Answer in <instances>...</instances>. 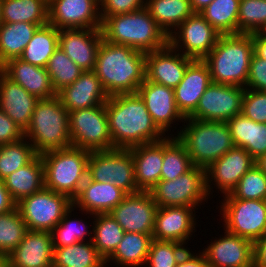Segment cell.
I'll use <instances>...</instances> for the list:
<instances>
[{"instance_id": "obj_1", "label": "cell", "mask_w": 266, "mask_h": 267, "mask_svg": "<svg viewBox=\"0 0 266 267\" xmlns=\"http://www.w3.org/2000/svg\"><path fill=\"white\" fill-rule=\"evenodd\" d=\"M106 112L113 149H129L167 136L154 123L138 93L109 96Z\"/></svg>"}, {"instance_id": "obj_2", "label": "cell", "mask_w": 266, "mask_h": 267, "mask_svg": "<svg viewBox=\"0 0 266 267\" xmlns=\"http://www.w3.org/2000/svg\"><path fill=\"white\" fill-rule=\"evenodd\" d=\"M145 71V53L102 40L94 72L108 96L137 93Z\"/></svg>"}, {"instance_id": "obj_3", "label": "cell", "mask_w": 266, "mask_h": 267, "mask_svg": "<svg viewBox=\"0 0 266 267\" xmlns=\"http://www.w3.org/2000/svg\"><path fill=\"white\" fill-rule=\"evenodd\" d=\"M101 31L107 42L126 45L143 53L168 45V36L151 17L149 10H140L110 17H101Z\"/></svg>"}, {"instance_id": "obj_4", "label": "cell", "mask_w": 266, "mask_h": 267, "mask_svg": "<svg viewBox=\"0 0 266 267\" xmlns=\"http://www.w3.org/2000/svg\"><path fill=\"white\" fill-rule=\"evenodd\" d=\"M253 54L252 34H227L219 36L203 61L213 83L245 88Z\"/></svg>"}, {"instance_id": "obj_5", "label": "cell", "mask_w": 266, "mask_h": 267, "mask_svg": "<svg viewBox=\"0 0 266 267\" xmlns=\"http://www.w3.org/2000/svg\"><path fill=\"white\" fill-rule=\"evenodd\" d=\"M183 126L176 137L194 166L206 169L235 146L226 122L186 117Z\"/></svg>"}, {"instance_id": "obj_6", "label": "cell", "mask_w": 266, "mask_h": 267, "mask_svg": "<svg viewBox=\"0 0 266 267\" xmlns=\"http://www.w3.org/2000/svg\"><path fill=\"white\" fill-rule=\"evenodd\" d=\"M24 137L38 155L72 146L69 112L57 96L37 102Z\"/></svg>"}, {"instance_id": "obj_7", "label": "cell", "mask_w": 266, "mask_h": 267, "mask_svg": "<svg viewBox=\"0 0 266 267\" xmlns=\"http://www.w3.org/2000/svg\"><path fill=\"white\" fill-rule=\"evenodd\" d=\"M89 156L90 151L73 146L42 153L45 188L73 201L87 178Z\"/></svg>"}, {"instance_id": "obj_8", "label": "cell", "mask_w": 266, "mask_h": 267, "mask_svg": "<svg viewBox=\"0 0 266 267\" xmlns=\"http://www.w3.org/2000/svg\"><path fill=\"white\" fill-rule=\"evenodd\" d=\"M149 192L158 207L199 208L210 199L206 189V169L193 166L174 180H160Z\"/></svg>"}, {"instance_id": "obj_9", "label": "cell", "mask_w": 266, "mask_h": 267, "mask_svg": "<svg viewBox=\"0 0 266 267\" xmlns=\"http://www.w3.org/2000/svg\"><path fill=\"white\" fill-rule=\"evenodd\" d=\"M87 176L96 182H110L127 194L140 192L135 181V164L129 149L91 151Z\"/></svg>"}, {"instance_id": "obj_10", "label": "cell", "mask_w": 266, "mask_h": 267, "mask_svg": "<svg viewBox=\"0 0 266 267\" xmlns=\"http://www.w3.org/2000/svg\"><path fill=\"white\" fill-rule=\"evenodd\" d=\"M220 214L224 230L253 243L266 233V201L237 199L223 195Z\"/></svg>"}, {"instance_id": "obj_11", "label": "cell", "mask_w": 266, "mask_h": 267, "mask_svg": "<svg viewBox=\"0 0 266 267\" xmlns=\"http://www.w3.org/2000/svg\"><path fill=\"white\" fill-rule=\"evenodd\" d=\"M71 145L88 151L113 149L106 103L69 112Z\"/></svg>"}, {"instance_id": "obj_12", "label": "cell", "mask_w": 266, "mask_h": 267, "mask_svg": "<svg viewBox=\"0 0 266 267\" xmlns=\"http://www.w3.org/2000/svg\"><path fill=\"white\" fill-rule=\"evenodd\" d=\"M73 206L66 195L43 188L16 204L28 230L51 232Z\"/></svg>"}, {"instance_id": "obj_13", "label": "cell", "mask_w": 266, "mask_h": 267, "mask_svg": "<svg viewBox=\"0 0 266 267\" xmlns=\"http://www.w3.org/2000/svg\"><path fill=\"white\" fill-rule=\"evenodd\" d=\"M220 34L200 13H193L168 37V44L194 60H203L214 48Z\"/></svg>"}, {"instance_id": "obj_14", "label": "cell", "mask_w": 266, "mask_h": 267, "mask_svg": "<svg viewBox=\"0 0 266 267\" xmlns=\"http://www.w3.org/2000/svg\"><path fill=\"white\" fill-rule=\"evenodd\" d=\"M245 88L211 83L199 99L196 109L187 117L202 121L227 122L241 113Z\"/></svg>"}, {"instance_id": "obj_15", "label": "cell", "mask_w": 266, "mask_h": 267, "mask_svg": "<svg viewBox=\"0 0 266 267\" xmlns=\"http://www.w3.org/2000/svg\"><path fill=\"white\" fill-rule=\"evenodd\" d=\"M48 23L57 29H101L99 0H48Z\"/></svg>"}, {"instance_id": "obj_16", "label": "cell", "mask_w": 266, "mask_h": 267, "mask_svg": "<svg viewBox=\"0 0 266 267\" xmlns=\"http://www.w3.org/2000/svg\"><path fill=\"white\" fill-rule=\"evenodd\" d=\"M255 164L252 156L242 147L234 146L218 160L206 168L207 193L217 187L218 193L226 195L236 187L241 177ZM212 183V184H211ZM213 185V186H212ZM212 190V191H211Z\"/></svg>"}, {"instance_id": "obj_17", "label": "cell", "mask_w": 266, "mask_h": 267, "mask_svg": "<svg viewBox=\"0 0 266 267\" xmlns=\"http://www.w3.org/2000/svg\"><path fill=\"white\" fill-rule=\"evenodd\" d=\"M157 204L149 191L128 194L109 213L125 232L153 234Z\"/></svg>"}, {"instance_id": "obj_18", "label": "cell", "mask_w": 266, "mask_h": 267, "mask_svg": "<svg viewBox=\"0 0 266 267\" xmlns=\"http://www.w3.org/2000/svg\"><path fill=\"white\" fill-rule=\"evenodd\" d=\"M224 231L202 250L209 267H254L253 242Z\"/></svg>"}, {"instance_id": "obj_19", "label": "cell", "mask_w": 266, "mask_h": 267, "mask_svg": "<svg viewBox=\"0 0 266 267\" xmlns=\"http://www.w3.org/2000/svg\"><path fill=\"white\" fill-rule=\"evenodd\" d=\"M197 207H158L152 239L188 244L192 233L196 232Z\"/></svg>"}, {"instance_id": "obj_20", "label": "cell", "mask_w": 266, "mask_h": 267, "mask_svg": "<svg viewBox=\"0 0 266 267\" xmlns=\"http://www.w3.org/2000/svg\"><path fill=\"white\" fill-rule=\"evenodd\" d=\"M137 93L145 102L146 108L157 127L166 134L172 125L184 122L185 117L175 103L174 89L145 79ZM172 124V125H171ZM166 132V133H165Z\"/></svg>"}, {"instance_id": "obj_21", "label": "cell", "mask_w": 266, "mask_h": 267, "mask_svg": "<svg viewBox=\"0 0 266 267\" xmlns=\"http://www.w3.org/2000/svg\"><path fill=\"white\" fill-rule=\"evenodd\" d=\"M193 60L169 44L160 50L145 53V79L174 89Z\"/></svg>"}, {"instance_id": "obj_22", "label": "cell", "mask_w": 266, "mask_h": 267, "mask_svg": "<svg viewBox=\"0 0 266 267\" xmlns=\"http://www.w3.org/2000/svg\"><path fill=\"white\" fill-rule=\"evenodd\" d=\"M102 40L101 29L59 30V48L83 71H94Z\"/></svg>"}, {"instance_id": "obj_23", "label": "cell", "mask_w": 266, "mask_h": 267, "mask_svg": "<svg viewBox=\"0 0 266 267\" xmlns=\"http://www.w3.org/2000/svg\"><path fill=\"white\" fill-rule=\"evenodd\" d=\"M53 253L51 232L28 230L5 258L11 267H53Z\"/></svg>"}, {"instance_id": "obj_24", "label": "cell", "mask_w": 266, "mask_h": 267, "mask_svg": "<svg viewBox=\"0 0 266 267\" xmlns=\"http://www.w3.org/2000/svg\"><path fill=\"white\" fill-rule=\"evenodd\" d=\"M128 194L110 182H96L88 176L79 193L73 199V206L79 208L81 214L109 213ZM83 212V213H82Z\"/></svg>"}, {"instance_id": "obj_25", "label": "cell", "mask_w": 266, "mask_h": 267, "mask_svg": "<svg viewBox=\"0 0 266 267\" xmlns=\"http://www.w3.org/2000/svg\"><path fill=\"white\" fill-rule=\"evenodd\" d=\"M57 97L68 112L105 104L109 98L94 71H84L73 84L58 91Z\"/></svg>"}, {"instance_id": "obj_26", "label": "cell", "mask_w": 266, "mask_h": 267, "mask_svg": "<svg viewBox=\"0 0 266 267\" xmlns=\"http://www.w3.org/2000/svg\"><path fill=\"white\" fill-rule=\"evenodd\" d=\"M211 83L207 64L203 60H193L181 82L174 88L176 106L185 118L196 109L199 99Z\"/></svg>"}, {"instance_id": "obj_27", "label": "cell", "mask_w": 266, "mask_h": 267, "mask_svg": "<svg viewBox=\"0 0 266 267\" xmlns=\"http://www.w3.org/2000/svg\"><path fill=\"white\" fill-rule=\"evenodd\" d=\"M0 71L39 100L57 96L46 68L15 58L3 64Z\"/></svg>"}, {"instance_id": "obj_28", "label": "cell", "mask_w": 266, "mask_h": 267, "mask_svg": "<svg viewBox=\"0 0 266 267\" xmlns=\"http://www.w3.org/2000/svg\"><path fill=\"white\" fill-rule=\"evenodd\" d=\"M38 101L0 71V109L23 131L27 129Z\"/></svg>"}, {"instance_id": "obj_29", "label": "cell", "mask_w": 266, "mask_h": 267, "mask_svg": "<svg viewBox=\"0 0 266 267\" xmlns=\"http://www.w3.org/2000/svg\"><path fill=\"white\" fill-rule=\"evenodd\" d=\"M135 164V181L140 191H149L159 181L163 162V139L130 148Z\"/></svg>"}, {"instance_id": "obj_30", "label": "cell", "mask_w": 266, "mask_h": 267, "mask_svg": "<svg viewBox=\"0 0 266 267\" xmlns=\"http://www.w3.org/2000/svg\"><path fill=\"white\" fill-rule=\"evenodd\" d=\"M226 123L235 146L244 148L255 161L266 153V123H257L242 113Z\"/></svg>"}, {"instance_id": "obj_31", "label": "cell", "mask_w": 266, "mask_h": 267, "mask_svg": "<svg viewBox=\"0 0 266 267\" xmlns=\"http://www.w3.org/2000/svg\"><path fill=\"white\" fill-rule=\"evenodd\" d=\"M4 183L16 204L42 190L45 187V179L41 155H37L30 163L7 176Z\"/></svg>"}, {"instance_id": "obj_32", "label": "cell", "mask_w": 266, "mask_h": 267, "mask_svg": "<svg viewBox=\"0 0 266 267\" xmlns=\"http://www.w3.org/2000/svg\"><path fill=\"white\" fill-rule=\"evenodd\" d=\"M152 235L153 234L125 232L122 241L113 254L105 261L106 267L112 262L115 263L116 267L145 266Z\"/></svg>"}, {"instance_id": "obj_33", "label": "cell", "mask_w": 266, "mask_h": 267, "mask_svg": "<svg viewBox=\"0 0 266 267\" xmlns=\"http://www.w3.org/2000/svg\"><path fill=\"white\" fill-rule=\"evenodd\" d=\"M145 7L168 37L194 13L190 0H146Z\"/></svg>"}, {"instance_id": "obj_34", "label": "cell", "mask_w": 266, "mask_h": 267, "mask_svg": "<svg viewBox=\"0 0 266 267\" xmlns=\"http://www.w3.org/2000/svg\"><path fill=\"white\" fill-rule=\"evenodd\" d=\"M39 25L29 22L2 23L0 26V67L19 58Z\"/></svg>"}, {"instance_id": "obj_35", "label": "cell", "mask_w": 266, "mask_h": 267, "mask_svg": "<svg viewBox=\"0 0 266 267\" xmlns=\"http://www.w3.org/2000/svg\"><path fill=\"white\" fill-rule=\"evenodd\" d=\"M58 47L59 29L47 23L37 28L19 58L24 62L45 68Z\"/></svg>"}, {"instance_id": "obj_36", "label": "cell", "mask_w": 266, "mask_h": 267, "mask_svg": "<svg viewBox=\"0 0 266 267\" xmlns=\"http://www.w3.org/2000/svg\"><path fill=\"white\" fill-rule=\"evenodd\" d=\"M2 23H48V0H2Z\"/></svg>"}, {"instance_id": "obj_37", "label": "cell", "mask_w": 266, "mask_h": 267, "mask_svg": "<svg viewBox=\"0 0 266 267\" xmlns=\"http://www.w3.org/2000/svg\"><path fill=\"white\" fill-rule=\"evenodd\" d=\"M92 219V243L99 255L106 261L115 251L125 234V231L110 213H90Z\"/></svg>"}, {"instance_id": "obj_38", "label": "cell", "mask_w": 266, "mask_h": 267, "mask_svg": "<svg viewBox=\"0 0 266 267\" xmlns=\"http://www.w3.org/2000/svg\"><path fill=\"white\" fill-rule=\"evenodd\" d=\"M53 248V267H106L92 241Z\"/></svg>"}, {"instance_id": "obj_39", "label": "cell", "mask_w": 266, "mask_h": 267, "mask_svg": "<svg viewBox=\"0 0 266 267\" xmlns=\"http://www.w3.org/2000/svg\"><path fill=\"white\" fill-rule=\"evenodd\" d=\"M240 0H213L200 14L220 35L238 34Z\"/></svg>"}, {"instance_id": "obj_40", "label": "cell", "mask_w": 266, "mask_h": 267, "mask_svg": "<svg viewBox=\"0 0 266 267\" xmlns=\"http://www.w3.org/2000/svg\"><path fill=\"white\" fill-rule=\"evenodd\" d=\"M167 135L163 139V162L160 180H174L194 166L185 146L173 134L168 133Z\"/></svg>"}, {"instance_id": "obj_41", "label": "cell", "mask_w": 266, "mask_h": 267, "mask_svg": "<svg viewBox=\"0 0 266 267\" xmlns=\"http://www.w3.org/2000/svg\"><path fill=\"white\" fill-rule=\"evenodd\" d=\"M37 155L26 137L0 145V180L30 163Z\"/></svg>"}, {"instance_id": "obj_42", "label": "cell", "mask_w": 266, "mask_h": 267, "mask_svg": "<svg viewBox=\"0 0 266 267\" xmlns=\"http://www.w3.org/2000/svg\"><path fill=\"white\" fill-rule=\"evenodd\" d=\"M76 208L72 206L62 217L60 222L51 231L53 247H65L78 242L92 241L93 231L88 230L89 227L84 219H71L72 212ZM88 227V228H87ZM89 238H86V237Z\"/></svg>"}, {"instance_id": "obj_43", "label": "cell", "mask_w": 266, "mask_h": 267, "mask_svg": "<svg viewBox=\"0 0 266 267\" xmlns=\"http://www.w3.org/2000/svg\"><path fill=\"white\" fill-rule=\"evenodd\" d=\"M45 68L56 93L63 87L73 84L84 72L59 47L54 51Z\"/></svg>"}, {"instance_id": "obj_44", "label": "cell", "mask_w": 266, "mask_h": 267, "mask_svg": "<svg viewBox=\"0 0 266 267\" xmlns=\"http://www.w3.org/2000/svg\"><path fill=\"white\" fill-rule=\"evenodd\" d=\"M28 228L16 207L0 214V258H5L23 240Z\"/></svg>"}, {"instance_id": "obj_45", "label": "cell", "mask_w": 266, "mask_h": 267, "mask_svg": "<svg viewBox=\"0 0 266 267\" xmlns=\"http://www.w3.org/2000/svg\"><path fill=\"white\" fill-rule=\"evenodd\" d=\"M188 249L182 243L152 239L145 267H176Z\"/></svg>"}, {"instance_id": "obj_46", "label": "cell", "mask_w": 266, "mask_h": 267, "mask_svg": "<svg viewBox=\"0 0 266 267\" xmlns=\"http://www.w3.org/2000/svg\"><path fill=\"white\" fill-rule=\"evenodd\" d=\"M266 26V0H240L238 34L260 32Z\"/></svg>"}, {"instance_id": "obj_47", "label": "cell", "mask_w": 266, "mask_h": 267, "mask_svg": "<svg viewBox=\"0 0 266 267\" xmlns=\"http://www.w3.org/2000/svg\"><path fill=\"white\" fill-rule=\"evenodd\" d=\"M237 199H266V174L254 164L230 193Z\"/></svg>"}, {"instance_id": "obj_48", "label": "cell", "mask_w": 266, "mask_h": 267, "mask_svg": "<svg viewBox=\"0 0 266 267\" xmlns=\"http://www.w3.org/2000/svg\"><path fill=\"white\" fill-rule=\"evenodd\" d=\"M241 113L257 123H266V92L245 89Z\"/></svg>"}, {"instance_id": "obj_49", "label": "cell", "mask_w": 266, "mask_h": 267, "mask_svg": "<svg viewBox=\"0 0 266 267\" xmlns=\"http://www.w3.org/2000/svg\"><path fill=\"white\" fill-rule=\"evenodd\" d=\"M100 16L110 17L117 14L134 12L145 7L146 0H99Z\"/></svg>"}, {"instance_id": "obj_50", "label": "cell", "mask_w": 266, "mask_h": 267, "mask_svg": "<svg viewBox=\"0 0 266 267\" xmlns=\"http://www.w3.org/2000/svg\"><path fill=\"white\" fill-rule=\"evenodd\" d=\"M245 89L266 92V60L253 54Z\"/></svg>"}, {"instance_id": "obj_51", "label": "cell", "mask_w": 266, "mask_h": 267, "mask_svg": "<svg viewBox=\"0 0 266 267\" xmlns=\"http://www.w3.org/2000/svg\"><path fill=\"white\" fill-rule=\"evenodd\" d=\"M24 131L0 109V145L19 141Z\"/></svg>"}, {"instance_id": "obj_52", "label": "cell", "mask_w": 266, "mask_h": 267, "mask_svg": "<svg viewBox=\"0 0 266 267\" xmlns=\"http://www.w3.org/2000/svg\"><path fill=\"white\" fill-rule=\"evenodd\" d=\"M176 267H209V264L202 252L192 253V251L188 249L180 258Z\"/></svg>"}, {"instance_id": "obj_53", "label": "cell", "mask_w": 266, "mask_h": 267, "mask_svg": "<svg viewBox=\"0 0 266 267\" xmlns=\"http://www.w3.org/2000/svg\"><path fill=\"white\" fill-rule=\"evenodd\" d=\"M254 266H266V233L253 243Z\"/></svg>"}, {"instance_id": "obj_54", "label": "cell", "mask_w": 266, "mask_h": 267, "mask_svg": "<svg viewBox=\"0 0 266 267\" xmlns=\"http://www.w3.org/2000/svg\"><path fill=\"white\" fill-rule=\"evenodd\" d=\"M15 208L16 203L6 189L4 180H0V214L12 211Z\"/></svg>"}, {"instance_id": "obj_55", "label": "cell", "mask_w": 266, "mask_h": 267, "mask_svg": "<svg viewBox=\"0 0 266 267\" xmlns=\"http://www.w3.org/2000/svg\"><path fill=\"white\" fill-rule=\"evenodd\" d=\"M254 54L266 60V38L260 33H252Z\"/></svg>"}, {"instance_id": "obj_56", "label": "cell", "mask_w": 266, "mask_h": 267, "mask_svg": "<svg viewBox=\"0 0 266 267\" xmlns=\"http://www.w3.org/2000/svg\"><path fill=\"white\" fill-rule=\"evenodd\" d=\"M213 0H190V4L194 13H200Z\"/></svg>"}, {"instance_id": "obj_57", "label": "cell", "mask_w": 266, "mask_h": 267, "mask_svg": "<svg viewBox=\"0 0 266 267\" xmlns=\"http://www.w3.org/2000/svg\"><path fill=\"white\" fill-rule=\"evenodd\" d=\"M255 164L266 174V153L258 158Z\"/></svg>"}, {"instance_id": "obj_58", "label": "cell", "mask_w": 266, "mask_h": 267, "mask_svg": "<svg viewBox=\"0 0 266 267\" xmlns=\"http://www.w3.org/2000/svg\"><path fill=\"white\" fill-rule=\"evenodd\" d=\"M0 267H11V265L6 258H0Z\"/></svg>"}, {"instance_id": "obj_59", "label": "cell", "mask_w": 266, "mask_h": 267, "mask_svg": "<svg viewBox=\"0 0 266 267\" xmlns=\"http://www.w3.org/2000/svg\"><path fill=\"white\" fill-rule=\"evenodd\" d=\"M260 33L266 38V26L264 28H262Z\"/></svg>"}, {"instance_id": "obj_60", "label": "cell", "mask_w": 266, "mask_h": 267, "mask_svg": "<svg viewBox=\"0 0 266 267\" xmlns=\"http://www.w3.org/2000/svg\"><path fill=\"white\" fill-rule=\"evenodd\" d=\"M1 2H2V0H0V26H1V24H2V20H1V13H2Z\"/></svg>"}]
</instances>
